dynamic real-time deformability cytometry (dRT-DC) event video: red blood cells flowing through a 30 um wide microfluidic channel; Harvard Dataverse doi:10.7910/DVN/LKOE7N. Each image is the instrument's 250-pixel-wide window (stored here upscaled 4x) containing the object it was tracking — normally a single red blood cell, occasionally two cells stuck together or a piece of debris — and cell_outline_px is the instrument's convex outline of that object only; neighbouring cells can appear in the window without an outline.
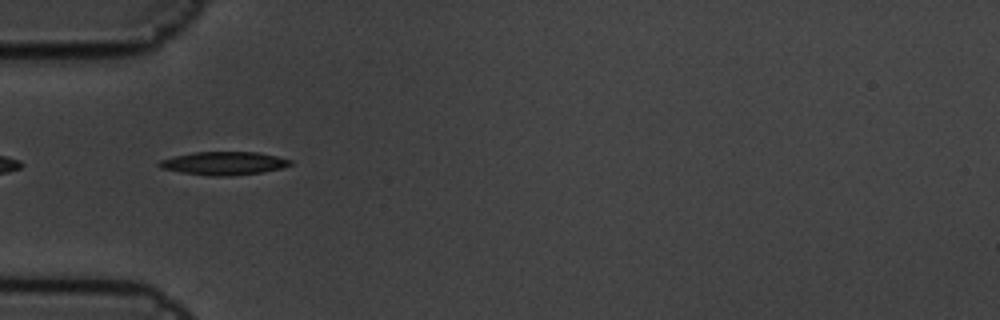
{"species": "common noctule bat (a hibernating species)", "species_latin": "Nyctalus noctula", "temperature_condition": "cold", "stored_images_in_passage": 8, "camera_frame_rate_fps": 3000, "um_per_image_px": 0.085, "animal": {"sex": "male", "body_mass_g": 19.5, "forearm_length_mm": 54.6}, "frame": {"image": 1, "passage_image": 8, "time_ms": 2.333, "image_size_px": [1000, 320], "cell_outline_px": [[292, 164], [280, 168], [260, 172], [228, 176], [212, 176], [180, 172], [160, 168], [156, 164], [160, 160], [176, 156], [196, 152], [256, 152], [276, 156], [292, 160]], "centroid_in_image_um": [19.0, 13.88], "position_along_channel_um": 66.0, "area_um2": 17.51}}